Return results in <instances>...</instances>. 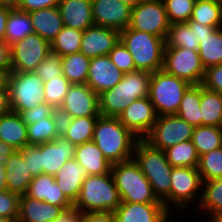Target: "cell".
I'll use <instances>...</instances> for the list:
<instances>
[{
    "mask_svg": "<svg viewBox=\"0 0 222 222\" xmlns=\"http://www.w3.org/2000/svg\"><path fill=\"white\" fill-rule=\"evenodd\" d=\"M197 169L202 182L222 178V147L199 156Z\"/></svg>",
    "mask_w": 222,
    "mask_h": 222,
    "instance_id": "obj_42",
    "label": "cell"
},
{
    "mask_svg": "<svg viewBox=\"0 0 222 222\" xmlns=\"http://www.w3.org/2000/svg\"><path fill=\"white\" fill-rule=\"evenodd\" d=\"M43 84V80L34 71H12L8 83L11 111L19 113L43 104Z\"/></svg>",
    "mask_w": 222,
    "mask_h": 222,
    "instance_id": "obj_8",
    "label": "cell"
},
{
    "mask_svg": "<svg viewBox=\"0 0 222 222\" xmlns=\"http://www.w3.org/2000/svg\"><path fill=\"white\" fill-rule=\"evenodd\" d=\"M71 83L64 75L55 76L49 81L44 82L43 92L45 102L52 105L56 110L62 105Z\"/></svg>",
    "mask_w": 222,
    "mask_h": 222,
    "instance_id": "obj_43",
    "label": "cell"
},
{
    "mask_svg": "<svg viewBox=\"0 0 222 222\" xmlns=\"http://www.w3.org/2000/svg\"><path fill=\"white\" fill-rule=\"evenodd\" d=\"M121 204L112 173L88 175L73 204L81 213L114 212Z\"/></svg>",
    "mask_w": 222,
    "mask_h": 222,
    "instance_id": "obj_4",
    "label": "cell"
},
{
    "mask_svg": "<svg viewBox=\"0 0 222 222\" xmlns=\"http://www.w3.org/2000/svg\"><path fill=\"white\" fill-rule=\"evenodd\" d=\"M138 139L118 117L98 116L92 140L112 164L132 159Z\"/></svg>",
    "mask_w": 222,
    "mask_h": 222,
    "instance_id": "obj_1",
    "label": "cell"
},
{
    "mask_svg": "<svg viewBox=\"0 0 222 222\" xmlns=\"http://www.w3.org/2000/svg\"><path fill=\"white\" fill-rule=\"evenodd\" d=\"M194 126L176 114L158 116L150 131L144 138L153 147L166 149L192 139Z\"/></svg>",
    "mask_w": 222,
    "mask_h": 222,
    "instance_id": "obj_11",
    "label": "cell"
},
{
    "mask_svg": "<svg viewBox=\"0 0 222 222\" xmlns=\"http://www.w3.org/2000/svg\"><path fill=\"white\" fill-rule=\"evenodd\" d=\"M0 70H12L11 45L5 40L0 41Z\"/></svg>",
    "mask_w": 222,
    "mask_h": 222,
    "instance_id": "obj_53",
    "label": "cell"
},
{
    "mask_svg": "<svg viewBox=\"0 0 222 222\" xmlns=\"http://www.w3.org/2000/svg\"><path fill=\"white\" fill-rule=\"evenodd\" d=\"M216 29V27L205 26L195 21L170 24L165 47L198 50L200 40Z\"/></svg>",
    "mask_w": 222,
    "mask_h": 222,
    "instance_id": "obj_19",
    "label": "cell"
},
{
    "mask_svg": "<svg viewBox=\"0 0 222 222\" xmlns=\"http://www.w3.org/2000/svg\"><path fill=\"white\" fill-rule=\"evenodd\" d=\"M162 69L190 84H202L205 75L198 50L180 47H165Z\"/></svg>",
    "mask_w": 222,
    "mask_h": 222,
    "instance_id": "obj_9",
    "label": "cell"
},
{
    "mask_svg": "<svg viewBox=\"0 0 222 222\" xmlns=\"http://www.w3.org/2000/svg\"><path fill=\"white\" fill-rule=\"evenodd\" d=\"M61 120L56 110L51 116L27 125L28 145H37L56 139L60 135Z\"/></svg>",
    "mask_w": 222,
    "mask_h": 222,
    "instance_id": "obj_31",
    "label": "cell"
},
{
    "mask_svg": "<svg viewBox=\"0 0 222 222\" xmlns=\"http://www.w3.org/2000/svg\"><path fill=\"white\" fill-rule=\"evenodd\" d=\"M62 59V74L71 84H86L91 58L81 52L66 55Z\"/></svg>",
    "mask_w": 222,
    "mask_h": 222,
    "instance_id": "obj_35",
    "label": "cell"
},
{
    "mask_svg": "<svg viewBox=\"0 0 222 222\" xmlns=\"http://www.w3.org/2000/svg\"><path fill=\"white\" fill-rule=\"evenodd\" d=\"M21 0H0V5L11 9H17Z\"/></svg>",
    "mask_w": 222,
    "mask_h": 222,
    "instance_id": "obj_60",
    "label": "cell"
},
{
    "mask_svg": "<svg viewBox=\"0 0 222 222\" xmlns=\"http://www.w3.org/2000/svg\"><path fill=\"white\" fill-rule=\"evenodd\" d=\"M17 150L0 139V165H5L9 157Z\"/></svg>",
    "mask_w": 222,
    "mask_h": 222,
    "instance_id": "obj_55",
    "label": "cell"
},
{
    "mask_svg": "<svg viewBox=\"0 0 222 222\" xmlns=\"http://www.w3.org/2000/svg\"><path fill=\"white\" fill-rule=\"evenodd\" d=\"M83 31L64 26L50 42L51 51L60 57L80 52Z\"/></svg>",
    "mask_w": 222,
    "mask_h": 222,
    "instance_id": "obj_40",
    "label": "cell"
},
{
    "mask_svg": "<svg viewBox=\"0 0 222 222\" xmlns=\"http://www.w3.org/2000/svg\"><path fill=\"white\" fill-rule=\"evenodd\" d=\"M191 84L165 72L163 69L151 73L149 99L158 116L178 112L181 100Z\"/></svg>",
    "mask_w": 222,
    "mask_h": 222,
    "instance_id": "obj_7",
    "label": "cell"
},
{
    "mask_svg": "<svg viewBox=\"0 0 222 222\" xmlns=\"http://www.w3.org/2000/svg\"><path fill=\"white\" fill-rule=\"evenodd\" d=\"M172 167H197L199 156L192 140L184 141L165 150Z\"/></svg>",
    "mask_w": 222,
    "mask_h": 222,
    "instance_id": "obj_41",
    "label": "cell"
},
{
    "mask_svg": "<svg viewBox=\"0 0 222 222\" xmlns=\"http://www.w3.org/2000/svg\"><path fill=\"white\" fill-rule=\"evenodd\" d=\"M115 222H170V210L163 203L121 202L113 212Z\"/></svg>",
    "mask_w": 222,
    "mask_h": 222,
    "instance_id": "obj_17",
    "label": "cell"
},
{
    "mask_svg": "<svg viewBox=\"0 0 222 222\" xmlns=\"http://www.w3.org/2000/svg\"><path fill=\"white\" fill-rule=\"evenodd\" d=\"M200 112L202 125L222 127V94L200 84Z\"/></svg>",
    "mask_w": 222,
    "mask_h": 222,
    "instance_id": "obj_32",
    "label": "cell"
},
{
    "mask_svg": "<svg viewBox=\"0 0 222 222\" xmlns=\"http://www.w3.org/2000/svg\"><path fill=\"white\" fill-rule=\"evenodd\" d=\"M58 8L64 26L84 31L95 25L91 0H61Z\"/></svg>",
    "mask_w": 222,
    "mask_h": 222,
    "instance_id": "obj_23",
    "label": "cell"
},
{
    "mask_svg": "<svg viewBox=\"0 0 222 222\" xmlns=\"http://www.w3.org/2000/svg\"><path fill=\"white\" fill-rule=\"evenodd\" d=\"M50 52L49 41L36 33L27 35L11 45L12 71H34Z\"/></svg>",
    "mask_w": 222,
    "mask_h": 222,
    "instance_id": "obj_13",
    "label": "cell"
},
{
    "mask_svg": "<svg viewBox=\"0 0 222 222\" xmlns=\"http://www.w3.org/2000/svg\"><path fill=\"white\" fill-rule=\"evenodd\" d=\"M55 111L56 109L52 105L44 102L43 104L37 105L34 108L21 111L18 114L27 125H30L39 120H43V118L51 116Z\"/></svg>",
    "mask_w": 222,
    "mask_h": 222,
    "instance_id": "obj_49",
    "label": "cell"
},
{
    "mask_svg": "<svg viewBox=\"0 0 222 222\" xmlns=\"http://www.w3.org/2000/svg\"><path fill=\"white\" fill-rule=\"evenodd\" d=\"M170 177V194L162 201L168 210H171L169 204L186 209L195 198L198 200L196 196L199 189L202 192L203 182L197 167H173Z\"/></svg>",
    "mask_w": 222,
    "mask_h": 222,
    "instance_id": "obj_10",
    "label": "cell"
},
{
    "mask_svg": "<svg viewBox=\"0 0 222 222\" xmlns=\"http://www.w3.org/2000/svg\"><path fill=\"white\" fill-rule=\"evenodd\" d=\"M209 222H222V212L216 215L212 220Z\"/></svg>",
    "mask_w": 222,
    "mask_h": 222,
    "instance_id": "obj_62",
    "label": "cell"
},
{
    "mask_svg": "<svg viewBox=\"0 0 222 222\" xmlns=\"http://www.w3.org/2000/svg\"><path fill=\"white\" fill-rule=\"evenodd\" d=\"M97 118L98 116H88L62 119L60 135L75 146L91 141Z\"/></svg>",
    "mask_w": 222,
    "mask_h": 222,
    "instance_id": "obj_30",
    "label": "cell"
},
{
    "mask_svg": "<svg viewBox=\"0 0 222 222\" xmlns=\"http://www.w3.org/2000/svg\"><path fill=\"white\" fill-rule=\"evenodd\" d=\"M157 117L149 97H143L132 101L118 119L136 137L144 139L152 130Z\"/></svg>",
    "mask_w": 222,
    "mask_h": 222,
    "instance_id": "obj_15",
    "label": "cell"
},
{
    "mask_svg": "<svg viewBox=\"0 0 222 222\" xmlns=\"http://www.w3.org/2000/svg\"><path fill=\"white\" fill-rule=\"evenodd\" d=\"M57 111L62 119L100 116L99 95L87 84H71Z\"/></svg>",
    "mask_w": 222,
    "mask_h": 222,
    "instance_id": "obj_14",
    "label": "cell"
},
{
    "mask_svg": "<svg viewBox=\"0 0 222 222\" xmlns=\"http://www.w3.org/2000/svg\"><path fill=\"white\" fill-rule=\"evenodd\" d=\"M111 173L121 202L163 203L154 195L151 184L134 158L112 164Z\"/></svg>",
    "mask_w": 222,
    "mask_h": 222,
    "instance_id": "obj_6",
    "label": "cell"
},
{
    "mask_svg": "<svg viewBox=\"0 0 222 222\" xmlns=\"http://www.w3.org/2000/svg\"><path fill=\"white\" fill-rule=\"evenodd\" d=\"M171 24L188 22L196 0H162Z\"/></svg>",
    "mask_w": 222,
    "mask_h": 222,
    "instance_id": "obj_44",
    "label": "cell"
},
{
    "mask_svg": "<svg viewBox=\"0 0 222 222\" xmlns=\"http://www.w3.org/2000/svg\"><path fill=\"white\" fill-rule=\"evenodd\" d=\"M0 139L16 150L28 145L27 124L13 111L0 116Z\"/></svg>",
    "mask_w": 222,
    "mask_h": 222,
    "instance_id": "obj_29",
    "label": "cell"
},
{
    "mask_svg": "<svg viewBox=\"0 0 222 222\" xmlns=\"http://www.w3.org/2000/svg\"><path fill=\"white\" fill-rule=\"evenodd\" d=\"M202 193H200V201L198 208L211 213V220L222 212V178H216L202 183Z\"/></svg>",
    "mask_w": 222,
    "mask_h": 222,
    "instance_id": "obj_37",
    "label": "cell"
},
{
    "mask_svg": "<svg viewBox=\"0 0 222 222\" xmlns=\"http://www.w3.org/2000/svg\"><path fill=\"white\" fill-rule=\"evenodd\" d=\"M7 190L6 166L0 165V191Z\"/></svg>",
    "mask_w": 222,
    "mask_h": 222,
    "instance_id": "obj_59",
    "label": "cell"
},
{
    "mask_svg": "<svg viewBox=\"0 0 222 222\" xmlns=\"http://www.w3.org/2000/svg\"><path fill=\"white\" fill-rule=\"evenodd\" d=\"M26 195L48 204L60 206L64 210L73 207L52 175L43 173L35 176L29 184Z\"/></svg>",
    "mask_w": 222,
    "mask_h": 222,
    "instance_id": "obj_22",
    "label": "cell"
},
{
    "mask_svg": "<svg viewBox=\"0 0 222 222\" xmlns=\"http://www.w3.org/2000/svg\"><path fill=\"white\" fill-rule=\"evenodd\" d=\"M120 41L129 50L136 70L150 73L163 68L165 39L127 27L120 31Z\"/></svg>",
    "mask_w": 222,
    "mask_h": 222,
    "instance_id": "obj_5",
    "label": "cell"
},
{
    "mask_svg": "<svg viewBox=\"0 0 222 222\" xmlns=\"http://www.w3.org/2000/svg\"><path fill=\"white\" fill-rule=\"evenodd\" d=\"M61 0H21L18 10L23 12H32L39 9L58 6Z\"/></svg>",
    "mask_w": 222,
    "mask_h": 222,
    "instance_id": "obj_51",
    "label": "cell"
},
{
    "mask_svg": "<svg viewBox=\"0 0 222 222\" xmlns=\"http://www.w3.org/2000/svg\"><path fill=\"white\" fill-rule=\"evenodd\" d=\"M34 72L43 80V82H47L55 76L63 75L61 57L51 51L36 67Z\"/></svg>",
    "mask_w": 222,
    "mask_h": 222,
    "instance_id": "obj_45",
    "label": "cell"
},
{
    "mask_svg": "<svg viewBox=\"0 0 222 222\" xmlns=\"http://www.w3.org/2000/svg\"><path fill=\"white\" fill-rule=\"evenodd\" d=\"M12 70H0V90H8L9 75Z\"/></svg>",
    "mask_w": 222,
    "mask_h": 222,
    "instance_id": "obj_58",
    "label": "cell"
},
{
    "mask_svg": "<svg viewBox=\"0 0 222 222\" xmlns=\"http://www.w3.org/2000/svg\"><path fill=\"white\" fill-rule=\"evenodd\" d=\"M80 222H115L113 212L82 213Z\"/></svg>",
    "mask_w": 222,
    "mask_h": 222,
    "instance_id": "obj_52",
    "label": "cell"
},
{
    "mask_svg": "<svg viewBox=\"0 0 222 222\" xmlns=\"http://www.w3.org/2000/svg\"><path fill=\"white\" fill-rule=\"evenodd\" d=\"M19 151L24 157L32 176L35 177L42 174L41 149L37 145H27Z\"/></svg>",
    "mask_w": 222,
    "mask_h": 222,
    "instance_id": "obj_48",
    "label": "cell"
},
{
    "mask_svg": "<svg viewBox=\"0 0 222 222\" xmlns=\"http://www.w3.org/2000/svg\"><path fill=\"white\" fill-rule=\"evenodd\" d=\"M11 8L0 5V41L5 40L6 24Z\"/></svg>",
    "mask_w": 222,
    "mask_h": 222,
    "instance_id": "obj_56",
    "label": "cell"
},
{
    "mask_svg": "<svg viewBox=\"0 0 222 222\" xmlns=\"http://www.w3.org/2000/svg\"><path fill=\"white\" fill-rule=\"evenodd\" d=\"M7 190L19 196L26 194L34 178L21 152L17 150L6 161Z\"/></svg>",
    "mask_w": 222,
    "mask_h": 222,
    "instance_id": "obj_26",
    "label": "cell"
},
{
    "mask_svg": "<svg viewBox=\"0 0 222 222\" xmlns=\"http://www.w3.org/2000/svg\"><path fill=\"white\" fill-rule=\"evenodd\" d=\"M150 80L151 73L144 70L124 74L118 84L99 95L100 114L119 117L132 101L149 96Z\"/></svg>",
    "mask_w": 222,
    "mask_h": 222,
    "instance_id": "obj_2",
    "label": "cell"
},
{
    "mask_svg": "<svg viewBox=\"0 0 222 222\" xmlns=\"http://www.w3.org/2000/svg\"><path fill=\"white\" fill-rule=\"evenodd\" d=\"M33 26L28 12L11 9L7 18L5 41L9 45L33 34Z\"/></svg>",
    "mask_w": 222,
    "mask_h": 222,
    "instance_id": "obj_33",
    "label": "cell"
},
{
    "mask_svg": "<svg viewBox=\"0 0 222 222\" xmlns=\"http://www.w3.org/2000/svg\"><path fill=\"white\" fill-rule=\"evenodd\" d=\"M176 115L194 127L202 125L200 112V84H191L187 88Z\"/></svg>",
    "mask_w": 222,
    "mask_h": 222,
    "instance_id": "obj_34",
    "label": "cell"
},
{
    "mask_svg": "<svg viewBox=\"0 0 222 222\" xmlns=\"http://www.w3.org/2000/svg\"><path fill=\"white\" fill-rule=\"evenodd\" d=\"M133 158L151 184L154 195L162 202L170 194L173 169L165 151L153 147L145 139H138Z\"/></svg>",
    "mask_w": 222,
    "mask_h": 222,
    "instance_id": "obj_3",
    "label": "cell"
},
{
    "mask_svg": "<svg viewBox=\"0 0 222 222\" xmlns=\"http://www.w3.org/2000/svg\"><path fill=\"white\" fill-rule=\"evenodd\" d=\"M191 140L198 156L219 149L222 147V127L196 126Z\"/></svg>",
    "mask_w": 222,
    "mask_h": 222,
    "instance_id": "obj_36",
    "label": "cell"
},
{
    "mask_svg": "<svg viewBox=\"0 0 222 222\" xmlns=\"http://www.w3.org/2000/svg\"><path fill=\"white\" fill-rule=\"evenodd\" d=\"M108 57L124 74L136 71L131 53L120 40L109 52Z\"/></svg>",
    "mask_w": 222,
    "mask_h": 222,
    "instance_id": "obj_46",
    "label": "cell"
},
{
    "mask_svg": "<svg viewBox=\"0 0 222 222\" xmlns=\"http://www.w3.org/2000/svg\"><path fill=\"white\" fill-rule=\"evenodd\" d=\"M170 24L162 0H142L132 7L128 27L166 40Z\"/></svg>",
    "mask_w": 222,
    "mask_h": 222,
    "instance_id": "obj_12",
    "label": "cell"
},
{
    "mask_svg": "<svg viewBox=\"0 0 222 222\" xmlns=\"http://www.w3.org/2000/svg\"><path fill=\"white\" fill-rule=\"evenodd\" d=\"M203 67L222 64V28H217L213 33L200 40L198 48Z\"/></svg>",
    "mask_w": 222,
    "mask_h": 222,
    "instance_id": "obj_38",
    "label": "cell"
},
{
    "mask_svg": "<svg viewBox=\"0 0 222 222\" xmlns=\"http://www.w3.org/2000/svg\"><path fill=\"white\" fill-rule=\"evenodd\" d=\"M0 222H14V221L10 218L0 217Z\"/></svg>",
    "mask_w": 222,
    "mask_h": 222,
    "instance_id": "obj_63",
    "label": "cell"
},
{
    "mask_svg": "<svg viewBox=\"0 0 222 222\" xmlns=\"http://www.w3.org/2000/svg\"><path fill=\"white\" fill-rule=\"evenodd\" d=\"M74 159L85 168L88 175L111 172L112 163L106 159L93 140L76 145Z\"/></svg>",
    "mask_w": 222,
    "mask_h": 222,
    "instance_id": "obj_27",
    "label": "cell"
},
{
    "mask_svg": "<svg viewBox=\"0 0 222 222\" xmlns=\"http://www.w3.org/2000/svg\"><path fill=\"white\" fill-rule=\"evenodd\" d=\"M34 33L51 42L64 27L58 6L28 12Z\"/></svg>",
    "mask_w": 222,
    "mask_h": 222,
    "instance_id": "obj_28",
    "label": "cell"
},
{
    "mask_svg": "<svg viewBox=\"0 0 222 222\" xmlns=\"http://www.w3.org/2000/svg\"><path fill=\"white\" fill-rule=\"evenodd\" d=\"M87 176L85 168L72 158L64 163L54 178L66 198L74 204Z\"/></svg>",
    "mask_w": 222,
    "mask_h": 222,
    "instance_id": "obj_25",
    "label": "cell"
},
{
    "mask_svg": "<svg viewBox=\"0 0 222 222\" xmlns=\"http://www.w3.org/2000/svg\"><path fill=\"white\" fill-rule=\"evenodd\" d=\"M37 146L41 149L42 174L55 176L64 163L75 156L76 146L62 135Z\"/></svg>",
    "mask_w": 222,
    "mask_h": 222,
    "instance_id": "obj_21",
    "label": "cell"
},
{
    "mask_svg": "<svg viewBox=\"0 0 222 222\" xmlns=\"http://www.w3.org/2000/svg\"><path fill=\"white\" fill-rule=\"evenodd\" d=\"M189 21L222 28V3L212 0H196Z\"/></svg>",
    "mask_w": 222,
    "mask_h": 222,
    "instance_id": "obj_39",
    "label": "cell"
},
{
    "mask_svg": "<svg viewBox=\"0 0 222 222\" xmlns=\"http://www.w3.org/2000/svg\"><path fill=\"white\" fill-rule=\"evenodd\" d=\"M119 40V30L93 25L83 31L80 52L89 58L108 55Z\"/></svg>",
    "mask_w": 222,
    "mask_h": 222,
    "instance_id": "obj_18",
    "label": "cell"
},
{
    "mask_svg": "<svg viewBox=\"0 0 222 222\" xmlns=\"http://www.w3.org/2000/svg\"><path fill=\"white\" fill-rule=\"evenodd\" d=\"M82 213L73 207L65 209L53 222H80Z\"/></svg>",
    "mask_w": 222,
    "mask_h": 222,
    "instance_id": "obj_54",
    "label": "cell"
},
{
    "mask_svg": "<svg viewBox=\"0 0 222 222\" xmlns=\"http://www.w3.org/2000/svg\"><path fill=\"white\" fill-rule=\"evenodd\" d=\"M20 196L8 190L0 191V217L18 219Z\"/></svg>",
    "mask_w": 222,
    "mask_h": 222,
    "instance_id": "obj_47",
    "label": "cell"
},
{
    "mask_svg": "<svg viewBox=\"0 0 222 222\" xmlns=\"http://www.w3.org/2000/svg\"><path fill=\"white\" fill-rule=\"evenodd\" d=\"M11 111L9 103V91L0 90V116L5 115Z\"/></svg>",
    "mask_w": 222,
    "mask_h": 222,
    "instance_id": "obj_57",
    "label": "cell"
},
{
    "mask_svg": "<svg viewBox=\"0 0 222 222\" xmlns=\"http://www.w3.org/2000/svg\"><path fill=\"white\" fill-rule=\"evenodd\" d=\"M124 73L110 60L108 55L91 58L86 84L98 95L112 89L123 78Z\"/></svg>",
    "mask_w": 222,
    "mask_h": 222,
    "instance_id": "obj_20",
    "label": "cell"
},
{
    "mask_svg": "<svg viewBox=\"0 0 222 222\" xmlns=\"http://www.w3.org/2000/svg\"><path fill=\"white\" fill-rule=\"evenodd\" d=\"M96 26L124 30L129 26L132 7L119 0H91Z\"/></svg>",
    "mask_w": 222,
    "mask_h": 222,
    "instance_id": "obj_16",
    "label": "cell"
},
{
    "mask_svg": "<svg viewBox=\"0 0 222 222\" xmlns=\"http://www.w3.org/2000/svg\"><path fill=\"white\" fill-rule=\"evenodd\" d=\"M64 209L27 196H20L16 222H53Z\"/></svg>",
    "mask_w": 222,
    "mask_h": 222,
    "instance_id": "obj_24",
    "label": "cell"
},
{
    "mask_svg": "<svg viewBox=\"0 0 222 222\" xmlns=\"http://www.w3.org/2000/svg\"><path fill=\"white\" fill-rule=\"evenodd\" d=\"M205 89L222 94V64L207 67L202 81Z\"/></svg>",
    "mask_w": 222,
    "mask_h": 222,
    "instance_id": "obj_50",
    "label": "cell"
},
{
    "mask_svg": "<svg viewBox=\"0 0 222 222\" xmlns=\"http://www.w3.org/2000/svg\"><path fill=\"white\" fill-rule=\"evenodd\" d=\"M123 3L130 5L131 7L137 6L142 0H119Z\"/></svg>",
    "mask_w": 222,
    "mask_h": 222,
    "instance_id": "obj_61",
    "label": "cell"
},
{
    "mask_svg": "<svg viewBox=\"0 0 222 222\" xmlns=\"http://www.w3.org/2000/svg\"><path fill=\"white\" fill-rule=\"evenodd\" d=\"M212 1H217V2H220V3H222V0H212Z\"/></svg>",
    "mask_w": 222,
    "mask_h": 222,
    "instance_id": "obj_64",
    "label": "cell"
}]
</instances>
